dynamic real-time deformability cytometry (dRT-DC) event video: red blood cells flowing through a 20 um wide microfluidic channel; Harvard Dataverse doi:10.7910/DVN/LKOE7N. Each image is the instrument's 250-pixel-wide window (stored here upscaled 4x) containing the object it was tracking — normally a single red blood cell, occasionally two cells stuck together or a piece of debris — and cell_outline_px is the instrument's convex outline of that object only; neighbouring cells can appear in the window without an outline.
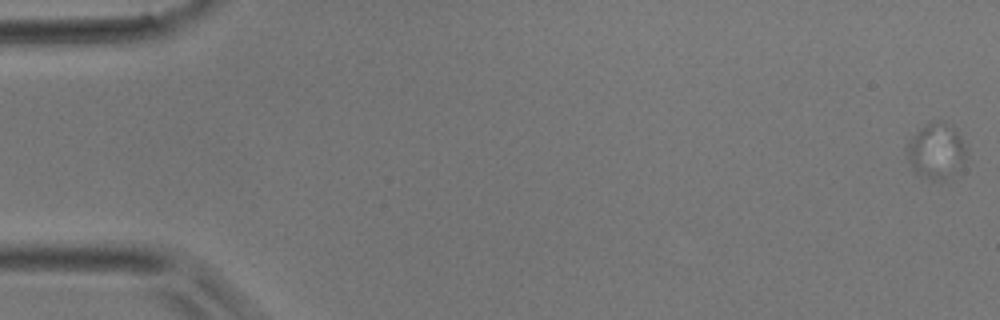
{"species": "common noctule bat (a hibernating species)", "species_latin": "Nyctalus noctula", "temperature_condition": "room temperature", "stored_images_in_passage": 33, "camera_frame_rate_fps": 3000, "um_per_image_px": 0.085, "animal": {"sex": "male", "body_mass_g": 17.9}, "frame": {"image": 1, "passage_image": 1, "time_ms": 0.0, "image_size_px": [1000, 320], "cell_outline_px": [[968, 152], [964, 160], [952, 180], [928, 180], [920, 176], [912, 168], [908, 160], [904, 148], [912, 136], [928, 120], [940, 120], [952, 124], [956, 128], [968, 148]], "centroid_in_image_um": [79.6, 12.82], "position_along_channel_um": 5.4, "area_um2": 20.29}}
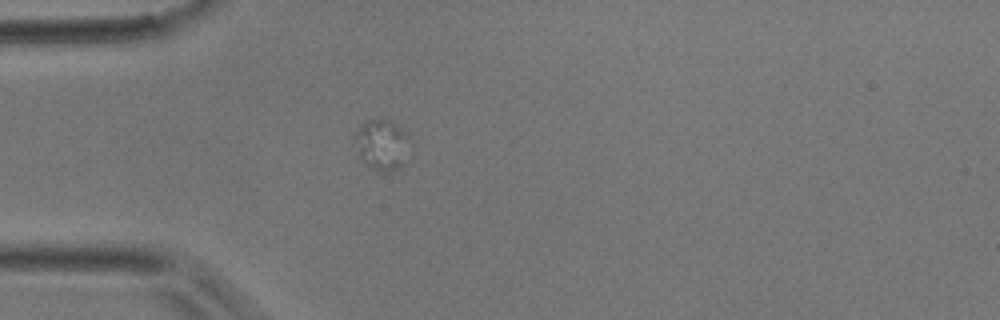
{"frame": {"image": 2, "passage_image": 14, "time_ms": 4.333, "image_size_px": [1000, 320], "cell_outline_px": [[412, 144], [404, 164], [396, 168], [384, 172], [380, 172], [364, 164], [356, 156], [352, 140], [356, 132], [368, 120], [392, 120], [404, 128], [412, 140]], "centroid_in_image_um": [32.48, 12.31], "position_along_channel_um": 52.5, "area_um2": 16.99}}
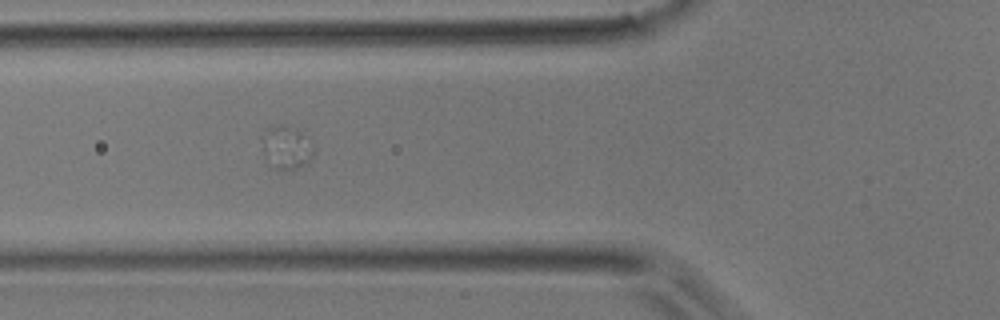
{"frame": {"image": 3, "passage_image": 18, "time_ms": 5.667, "image_size_px": [1000, 320], "cell_outline_px": [[316, 152], [304, 164], [288, 172], [272, 168], [268, 132], [268, 128], [280, 124], [300, 132], [312, 140]], "centroid_in_image_um": [24.57, 12.59], "position_along_channel_um": 101.2, "area_um2": 11.68}}